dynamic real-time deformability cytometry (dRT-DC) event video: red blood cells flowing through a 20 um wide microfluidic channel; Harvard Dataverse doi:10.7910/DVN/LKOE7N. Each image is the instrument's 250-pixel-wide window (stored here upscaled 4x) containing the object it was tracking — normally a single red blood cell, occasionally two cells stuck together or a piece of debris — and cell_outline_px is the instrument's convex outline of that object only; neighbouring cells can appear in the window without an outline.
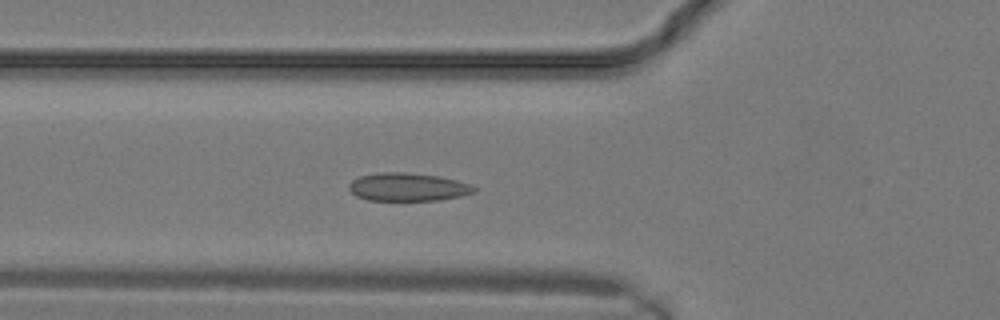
{"species": "common noctule bat (a hibernating species)", "species_latin": "Nyctalus noctula", "temperature_condition": "warm", "stored_images_in_passage": 17, "camera_frame_rate_fps": 3000, "um_per_image_px": 0.085, "animal": {"sex": "male", "body_mass_g": 19.2, "forearm_length_mm": 51.8}, "frame": {"image": 1, "passage_image": 9, "time_ms": 2.667, "image_size_px": [1000, 320], "cell_outline_px": [[476, 192], [460, 196], [440, 200], [368, 200], [356, 196], [348, 188], [348, 184], [352, 180], [360, 176], [380, 172], [404, 172], [440, 176], [472, 184], [476, 188]], "centroid_in_image_um": [34.68, 15.89], "position_along_channel_um": 91.1, "area_um2": 20.58}}
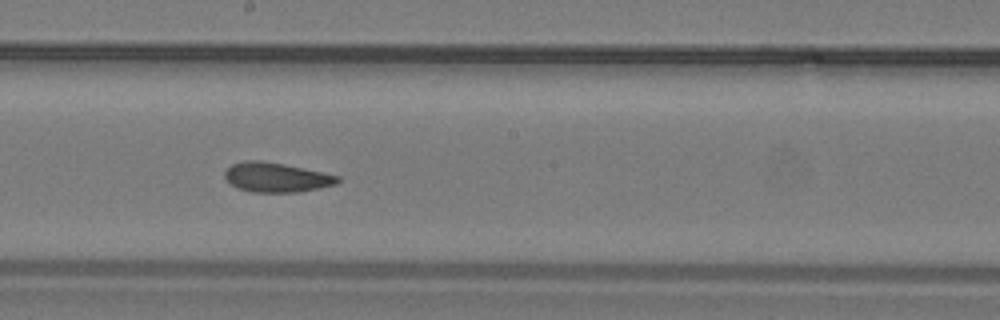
{"frame": {"image": 2, "passage_image": 14, "time_ms": 4.333, "image_size_px": [1000, 320], "cell_outline_px": [[340, 180], [336, 184], [300, 192], [252, 192], [236, 188], [224, 176], [224, 172], [232, 164], [248, 160], [260, 160], [284, 164], [340, 176]], "centroid_in_image_um": [23.48, 15.08], "position_along_channel_um": 224.7, "area_um2": 19.31}}
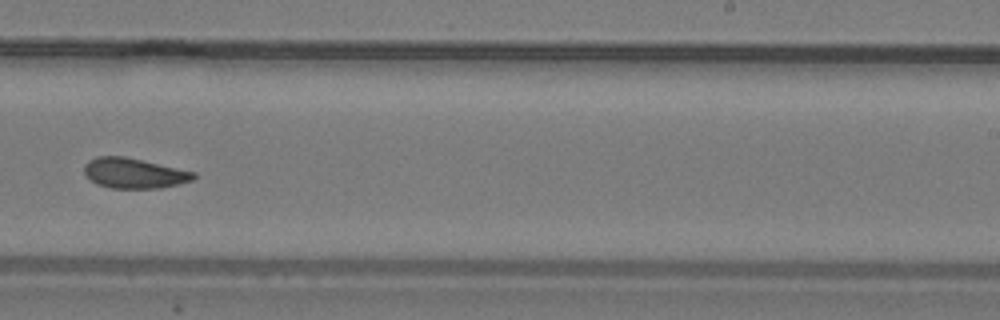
{"frame": {"image": 3, "passage_image": 16, "time_ms": 5.0, "image_size_px": [1000, 320], "cell_outline_px": [[196, 176], [192, 180], [180, 184], [160, 188], [112, 188], [96, 184], [84, 172], [84, 164], [88, 160], [96, 156], [124, 156], [196, 172]], "centroid_in_image_um": [11.4, 14.72], "position_along_channel_um": 277.6, "area_um2": 19.25}}